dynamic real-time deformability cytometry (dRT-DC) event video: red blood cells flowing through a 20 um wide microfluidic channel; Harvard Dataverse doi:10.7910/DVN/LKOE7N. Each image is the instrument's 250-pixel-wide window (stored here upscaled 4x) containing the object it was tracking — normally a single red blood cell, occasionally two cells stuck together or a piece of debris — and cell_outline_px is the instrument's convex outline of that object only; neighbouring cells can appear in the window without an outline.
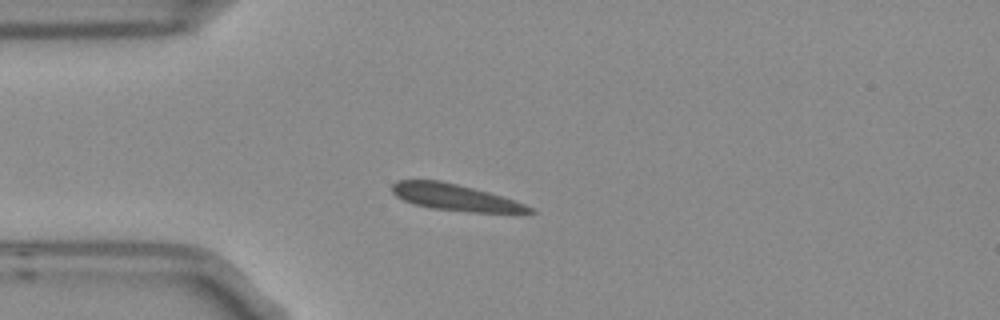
{"species": "Egyptian fruit bat (a non-hibernating species)", "species_latin": "Rousettus aegyptiacus", "temperature_condition": "room temperature", "stored_images_in_passage": 7, "camera_frame_rate_fps": 3000, "um_per_image_px": 0.085, "frame": {"image": 1, "passage_image": 3, "time_ms": 0.667, "image_size_px": [1000, 320], "cell_outline_px": [[536, 212], [468, 212], [432, 208], [412, 204], [396, 196], [392, 192], [392, 184], [400, 180], [436, 180], [456, 184], [488, 192], [524, 204], [532, 208]], "centroid_in_image_um": [38.61, 16.78], "position_along_channel_um": 46.4, "area_um2": 20.69}}